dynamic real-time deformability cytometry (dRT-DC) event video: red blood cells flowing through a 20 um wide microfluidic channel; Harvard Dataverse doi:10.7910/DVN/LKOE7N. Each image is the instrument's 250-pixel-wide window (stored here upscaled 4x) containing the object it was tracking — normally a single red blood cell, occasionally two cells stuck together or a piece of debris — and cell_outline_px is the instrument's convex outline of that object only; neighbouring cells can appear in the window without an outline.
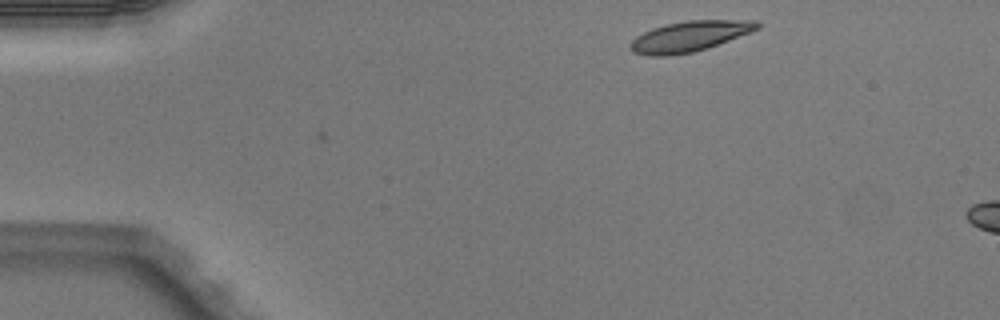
{"species": "Egyptian fruit bat (a non-hibernating species)", "species_latin": "Rousettus aegyptiacus", "temperature_condition": "warm", "stored_images_in_passage": 3, "camera_frame_rate_fps": 3000, "um_per_image_px": 0.085, "animal": {"sex": "male"}, "frame": {"image": 1, "passage_image": 1, "time_ms": 0.0, "image_size_px": [1000, 320], "cell_outline_px": [[760, 28], [708, 48], [692, 52], [668, 56], [648, 56], [632, 52], [628, 48], [628, 44], [636, 36], [652, 28], [668, 24], [688, 20], [756, 20], [760, 24]], "centroid_in_image_um": [58.57, 3.1], "position_along_channel_um": 26.4, "area_um2": 22.54}}